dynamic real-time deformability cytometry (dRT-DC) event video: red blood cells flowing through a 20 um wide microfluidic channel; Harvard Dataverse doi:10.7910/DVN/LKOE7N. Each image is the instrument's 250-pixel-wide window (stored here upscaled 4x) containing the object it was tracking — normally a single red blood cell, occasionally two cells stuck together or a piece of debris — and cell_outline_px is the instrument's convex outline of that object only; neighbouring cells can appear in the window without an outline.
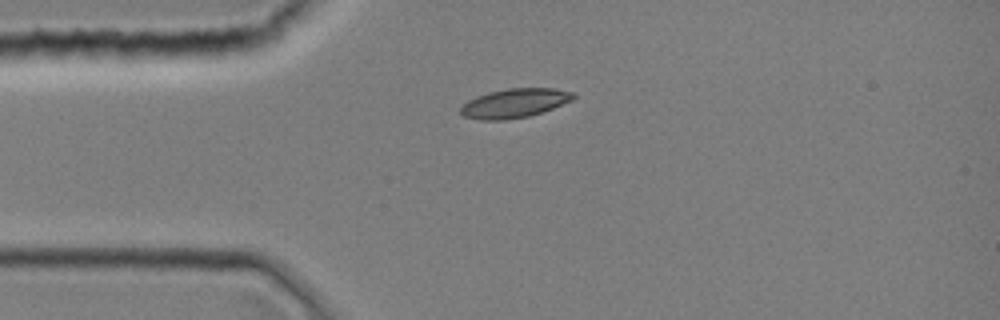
{"species": "common noctule bat (a hibernating species)", "species_latin": "Nyctalus noctula", "temperature_condition": "room temperature", "stored_images_in_passage": 1, "camera_frame_rate_fps": 3000, "um_per_image_px": 0.085, "animal": {"sex": "female", "body_mass_g": 19.0, "forearm_length_mm": 51.5}, "frame": {"image": 1, "passage_image": 1, "time_ms": 0.0, "image_size_px": [1000, 320], "cell_outline_px": [[576, 96], [572, 100], [552, 108], [528, 116], [504, 120], [480, 120], [464, 116], [460, 112], [460, 108], [468, 100], [476, 96], [488, 92], [508, 88], [552, 88], [572, 92]], "centroid_in_image_um": [43.7, 8.76], "position_along_channel_um": 41.3, "area_um2": 18.96}}